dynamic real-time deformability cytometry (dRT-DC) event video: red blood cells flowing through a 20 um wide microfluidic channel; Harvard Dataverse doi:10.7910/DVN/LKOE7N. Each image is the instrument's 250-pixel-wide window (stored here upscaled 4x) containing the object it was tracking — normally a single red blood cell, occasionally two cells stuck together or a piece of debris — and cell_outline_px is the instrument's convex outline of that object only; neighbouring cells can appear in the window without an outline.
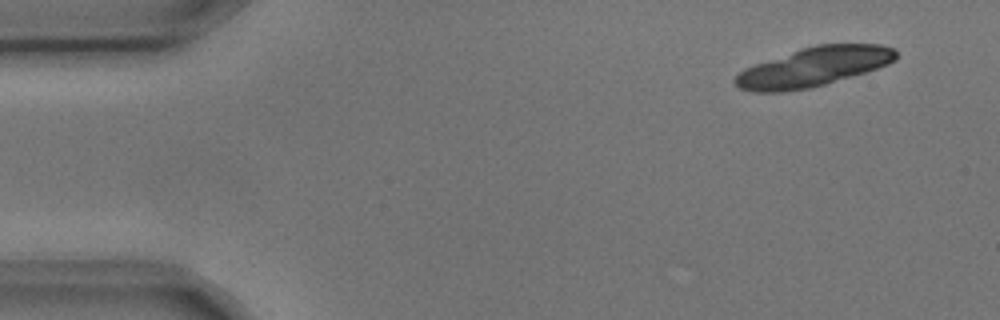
{"species": "common noctule bat (a hibernating species)", "species_latin": "Nyctalus noctula", "temperature_condition": "cold", "stored_images_in_passage": 3, "camera_frame_rate_fps": 3000, "um_per_image_px": 0.085, "animal": {"sex": "male", "body_mass_g": 17.9, "forearm_length_mm": 54.2}, "frame": {"image": 1, "passage_image": 1, "time_ms": 0.0, "image_size_px": [1000, 320], "cell_outline_px": [[896, 60], [888, 64], [864, 72], [824, 84], [808, 88], [784, 92], [752, 92], [740, 88], [732, 80], [744, 68], [800, 48], [816, 44], [880, 44], [896, 48]], "centroid_in_image_um": [69.15, 5.68], "position_along_channel_um": 15.9, "area_um2": 36.53}}